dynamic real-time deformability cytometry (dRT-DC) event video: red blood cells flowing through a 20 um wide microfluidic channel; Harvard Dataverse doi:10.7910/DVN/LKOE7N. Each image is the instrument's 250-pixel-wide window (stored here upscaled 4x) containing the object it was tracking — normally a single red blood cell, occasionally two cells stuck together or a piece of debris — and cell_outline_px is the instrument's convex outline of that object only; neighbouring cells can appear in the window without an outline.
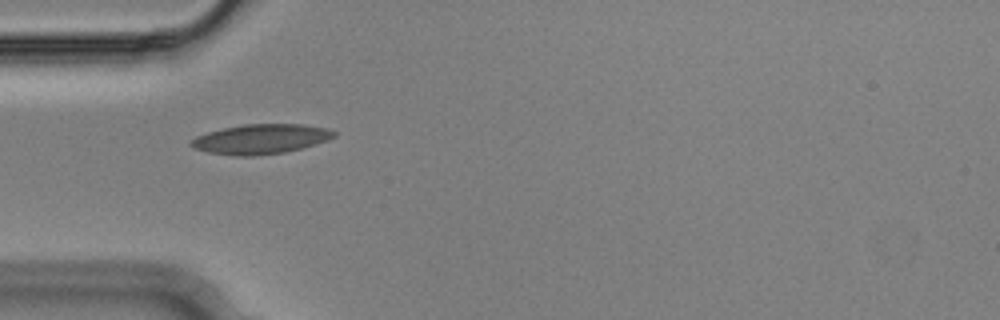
{"species": "Egyptian fruit bat (a non-hibernating species)", "species_latin": "Rousettus aegyptiacus", "temperature_condition": "cold", "stored_images_in_passage": 32, "camera_frame_rate_fps": 3000, "um_per_image_px": 0.085, "animal": {"sex": "male"}, "frame": {"image": 1, "passage_image": 1, "time_ms": 0.0, "image_size_px": [1000, 320], "cell_outline_px": [[336, 136], [328, 140], [316, 144], [284, 152], [256, 156], [236, 156], [208, 152], [196, 148], [188, 144], [188, 140], [196, 136], [208, 132], [224, 128], [244, 124], [304, 124], [328, 128], [336, 132]], "centroid_in_image_um": [22.17, 11.81], "position_along_channel_um": 62.8, "area_um2": 24.85}}
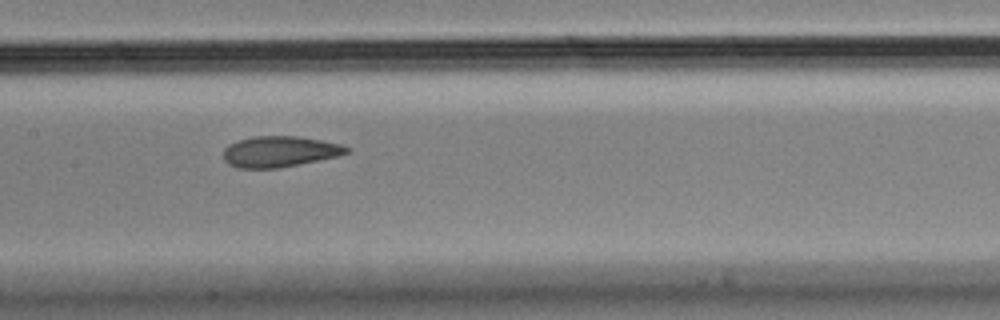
{"frame": {"image": 2, "passage_image": 11, "time_ms": 3.333, "image_size_px": [1000, 320], "cell_outline_px": [[352, 148], [348, 152], [340, 156], [276, 168], [236, 168], [228, 164], [224, 160], [224, 148], [228, 144], [252, 136], [296, 136], [344, 144]], "centroid_in_image_um": [23.79, 12.88], "position_along_channel_um": 183.6, "area_um2": 22.25}}
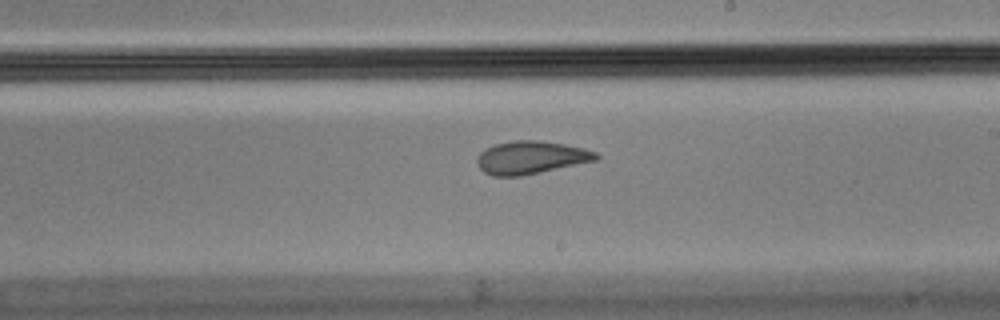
{"frame": {"image": 3, "passage_image": 16, "time_ms": 5.0, "image_size_px": [1000, 320], "cell_outline_px": [[600, 156], [596, 160], [540, 172], [520, 176], [492, 176], [484, 172], [476, 164], [476, 160], [480, 152], [496, 144], [516, 140], [540, 140], [564, 144], [584, 148], [596, 152]], "centroid_in_image_um": [45.12, 13.39], "position_along_channel_um": 243.9, "area_um2": 22.66}, "authors_computed_cell_mechanics": {"area_um2": 22.7732, "velocity_mm_per_s": 3.6289, "shape_relaxation_time_tau1_ms": null, "shape_relaxation_time_tau2_ms": 1.8593, "deformation_change_tau1": null, "deformation_change_tau2": 0.0662}}